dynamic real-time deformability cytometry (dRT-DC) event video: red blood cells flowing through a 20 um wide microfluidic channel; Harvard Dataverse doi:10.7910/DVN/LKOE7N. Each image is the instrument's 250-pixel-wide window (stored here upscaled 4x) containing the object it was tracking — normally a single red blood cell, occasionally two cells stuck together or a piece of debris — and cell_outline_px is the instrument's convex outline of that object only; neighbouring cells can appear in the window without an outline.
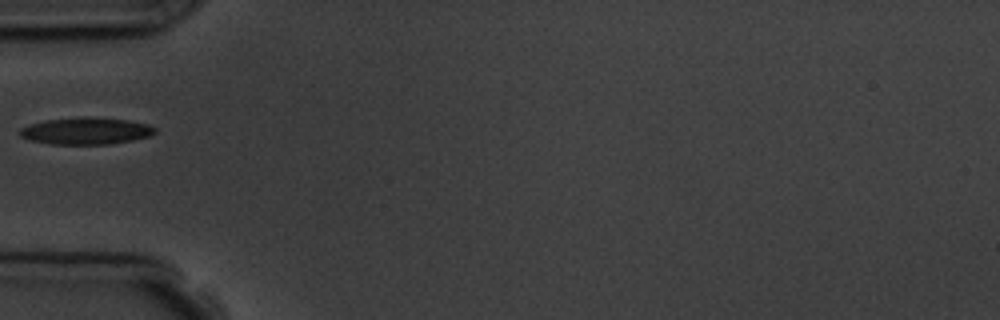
{"species": "common noctule bat (a hibernating species)", "species_latin": "Nyctalus noctula", "temperature_condition": "room temperature", "stored_images_in_passage": 3, "camera_frame_rate_fps": 3000, "um_per_image_px": 0.085, "animal": {"sex": "male", "body_mass_g": 19.5, "forearm_length_mm": 54.6}, "frame": {"image": 1, "passage_image": 1, "time_ms": 0.0, "image_size_px": [1000, 320], "cell_outline_px": [[156, 132], [152, 136], [112, 144], [52, 144], [32, 140], [20, 136], [20, 128], [28, 124], [48, 120], [80, 116], [92, 116], [128, 120], [148, 124], [156, 128]], "centroid_in_image_um": [7.35, 11.12], "position_along_channel_um": 77.6, "area_um2": 21.39}}